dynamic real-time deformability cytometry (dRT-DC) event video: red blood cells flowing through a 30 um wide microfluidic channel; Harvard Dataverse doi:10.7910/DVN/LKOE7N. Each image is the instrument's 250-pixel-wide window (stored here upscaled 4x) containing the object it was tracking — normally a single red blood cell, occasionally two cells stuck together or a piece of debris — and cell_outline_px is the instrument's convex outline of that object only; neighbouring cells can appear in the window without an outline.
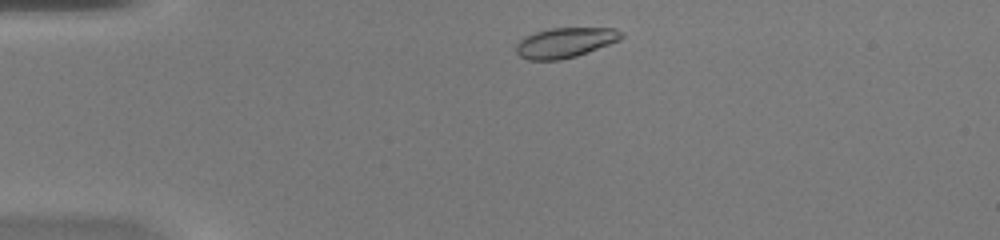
{"species": "common noctule bat (a hibernating species)", "species_latin": "Nyctalus noctula", "temperature_condition": "warm", "stored_images_in_passage": 40, "camera_frame_rate_fps": 3000, "um_per_image_px": 0.085, "animal": {"sex": "female", "body_mass_g": 20.0, "forearm_length_mm": 54.0}, "frame": {"image": 1, "passage_image": 2, "time_ms": 0.333, "image_size_px": [1000, 240], "cell_outline_px": [[624, 36], [620, 40], [576, 56], [560, 60], [528, 60], [520, 56], [516, 52], [516, 44], [524, 36], [536, 32], [552, 28], [612, 28], [620, 32]], "centroid_in_image_um": [48.0, 3.63], "position_along_channel_um": 37.0, "area_um2": 18.26}}
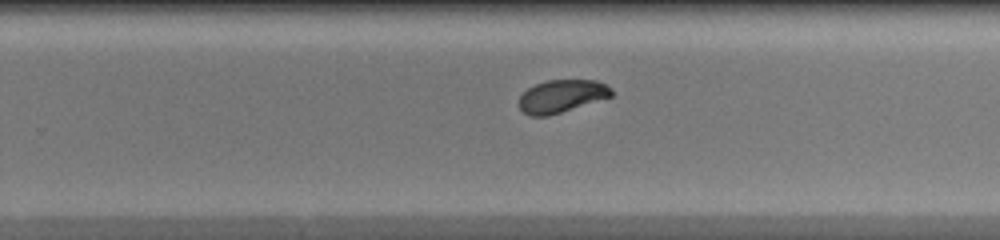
{"frame": {"image": 2, "passage_image": 23, "time_ms": 7.333, "image_size_px": [1000, 240], "cell_outline_px": [[612, 96], [548, 116], [528, 116], [520, 108], [520, 96], [528, 88], [536, 84], [548, 80], [596, 80], [612, 88]], "centroid_in_image_um": [47.73, 8.17], "position_along_channel_um": 282.1, "area_um2": 17.4}}
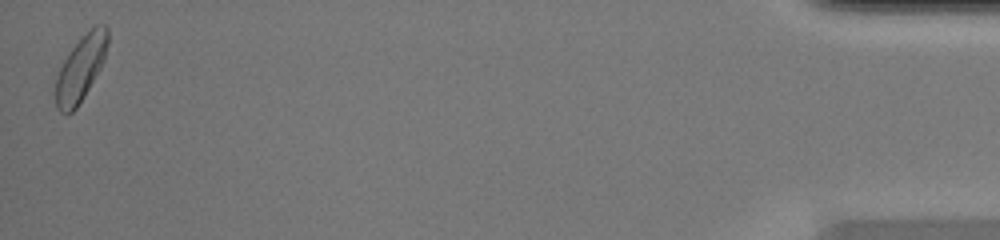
{"frame": {"image": 3, "passage_image": 40, "time_ms": 13.0, "image_size_px": [1000, 240], "cell_outline_px": [[108, 44], [104, 60], [100, 68], [84, 96], [76, 108], [68, 116], [60, 112], [56, 108], [56, 80], [60, 68], [64, 60], [72, 48], [96, 24], [104, 24], [108, 28]], "centroid_in_image_um": [6.87, 5.84], "position_along_channel_um": 428.3, "area_um2": 19.48}, "authors_computed_cell_mechanics": {"area_um2": 18.5538, "velocity_mm_per_s": 4.1633, "shape_relaxation_time_tau1_ms": 3.6662, "shape_relaxation_time_tau2_ms": null, "deformation_change_tau1": 0.1357, "deformation_change_tau2": null}}